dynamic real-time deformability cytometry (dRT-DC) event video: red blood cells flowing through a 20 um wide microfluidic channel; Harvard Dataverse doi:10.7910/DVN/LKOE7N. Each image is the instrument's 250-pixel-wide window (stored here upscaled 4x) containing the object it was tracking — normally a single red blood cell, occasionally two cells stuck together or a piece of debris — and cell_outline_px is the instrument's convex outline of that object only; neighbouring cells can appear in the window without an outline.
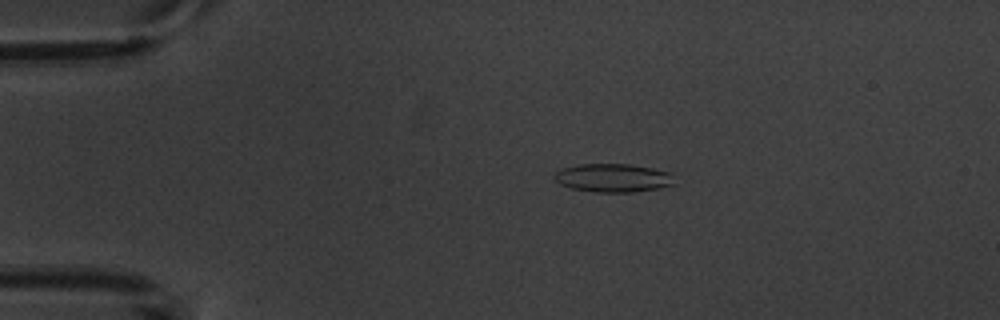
{"species": "common noctule bat (a hibernating species)", "species_latin": "Nyctalus noctula", "temperature_condition": "warm", "stored_images_in_passage": 9, "camera_frame_rate_fps": 3000, "um_per_image_px": 0.085, "animal": {"sex": "male", "body_mass_g": 20.1, "forearm_length_mm": 53.5}, "frame": {"image": 1, "passage_image": 2, "time_ms": 3.0, "image_size_px": [1000, 320], "cell_outline_px": [[676, 184], [660, 188], [632, 192], [592, 192], [572, 188], [560, 184], [552, 176], [560, 168], [580, 164], [628, 164], [652, 168], [668, 172]], "centroid_in_image_um": [52.08, 15.12], "position_along_channel_um": 32.9, "area_um2": 19.88}}
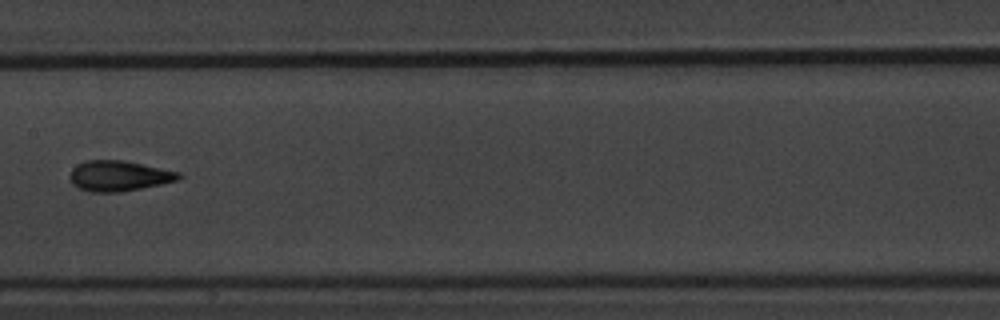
{"frame": {"image": 2, "passage_image": 6, "time_ms": 8.667, "image_size_px": [1000, 320], "cell_outline_px": [[184, 176], [180, 180], [120, 192], [92, 192], [80, 188], [72, 184], [72, 168], [88, 160], [124, 160], [180, 172]], "centroid_in_image_um": [10.17, 14.95], "position_along_channel_um": 197.2, "area_um2": 19.07}}
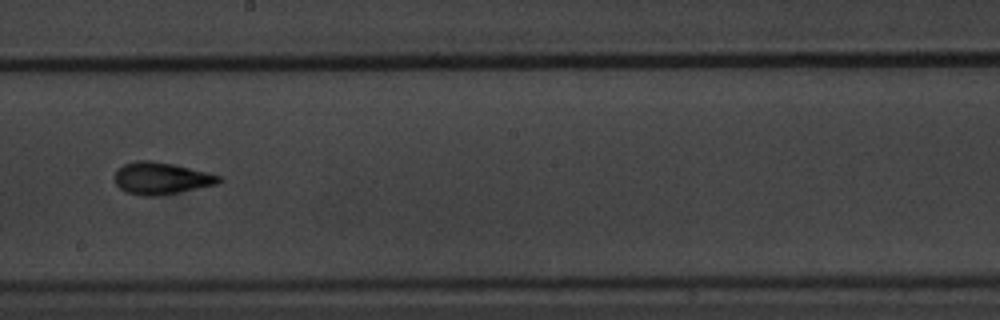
{"frame": {"image": 3, "passage_image": 7, "time_ms": 9.667, "image_size_px": [1000, 320], "cell_outline_px": [[224, 180], [216, 184], [156, 196], [144, 196], [124, 192], [116, 184], [116, 172], [124, 164], [136, 160], [148, 160], [172, 164], [208, 172], [220, 176]], "centroid_in_image_um": [13.7, 15.15], "position_along_channel_um": 234.5, "area_um2": 19.13}}